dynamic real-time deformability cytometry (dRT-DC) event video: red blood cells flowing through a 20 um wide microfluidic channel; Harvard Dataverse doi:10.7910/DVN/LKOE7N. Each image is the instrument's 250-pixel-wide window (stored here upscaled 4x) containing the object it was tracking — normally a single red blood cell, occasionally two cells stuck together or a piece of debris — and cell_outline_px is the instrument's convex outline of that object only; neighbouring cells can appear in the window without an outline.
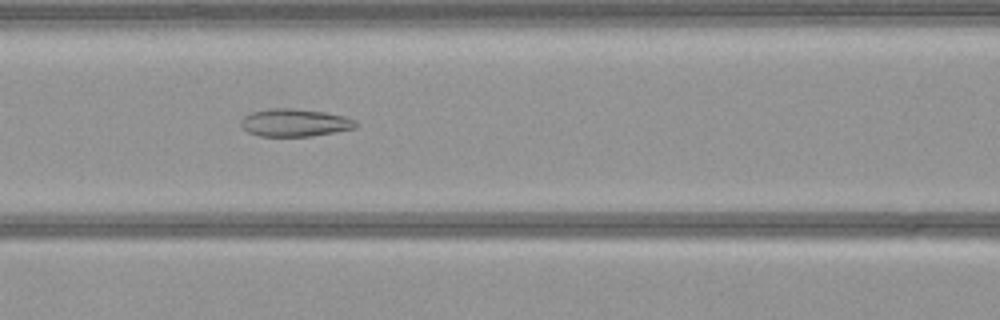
{"species": "common noctule bat (a hibernating species)", "species_latin": "Nyctalus noctula", "temperature_condition": "warm", "stored_images_in_passage": 52, "camera_frame_rate_fps": 3000, "um_per_image_px": 0.085, "animal": {"sex": "female", "body_mass_g": 21.9}, "frame": {"image": 1, "passage_image": 22, "time_ms": 7.0, "image_size_px": [1000, 320], "cell_outline_px": [[360, 124], [356, 128], [336, 132], [312, 136], [260, 136], [248, 132], [240, 124], [240, 120], [244, 116], [252, 112], [272, 108], [292, 108], [324, 112], [344, 116], [356, 120]], "centroid_in_image_um": [25.09, 10.43], "position_along_channel_um": 141.5, "area_um2": 18.61}}
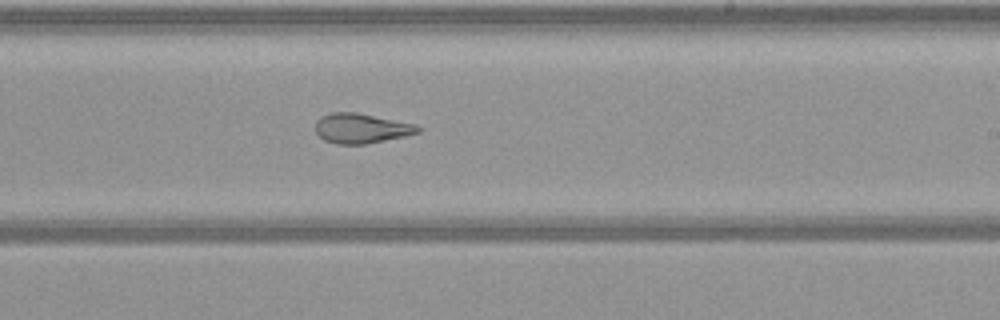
{"frame": {"image": 2, "passage_image": 31, "time_ms": 10.0, "image_size_px": [1000, 320], "cell_outline_px": [[420, 132], [404, 136], [364, 144], [336, 144], [324, 140], [316, 132], [316, 120], [320, 116], [332, 112], [356, 112], [416, 124], [420, 128]], "centroid_in_image_um": [30.68, 10.9], "position_along_channel_um": 258.3, "area_um2": 17.74}}
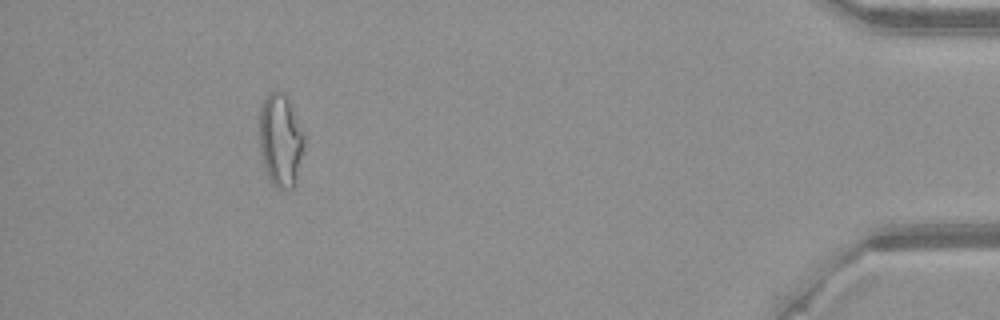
{"frame": {"image": 3, "passage_image": 48, "time_ms": 15.667, "image_size_px": [1000, 320], "cell_outline_px": [[304, 144], [296, 184], [292, 188], [276, 188], [272, 184], [268, 176], [260, 156], [260, 104], [268, 92], [284, 92], [304, 132]], "centroid_in_image_um": [23.84, 11.93], "position_along_channel_um": 411.4, "area_um2": 24.28}}